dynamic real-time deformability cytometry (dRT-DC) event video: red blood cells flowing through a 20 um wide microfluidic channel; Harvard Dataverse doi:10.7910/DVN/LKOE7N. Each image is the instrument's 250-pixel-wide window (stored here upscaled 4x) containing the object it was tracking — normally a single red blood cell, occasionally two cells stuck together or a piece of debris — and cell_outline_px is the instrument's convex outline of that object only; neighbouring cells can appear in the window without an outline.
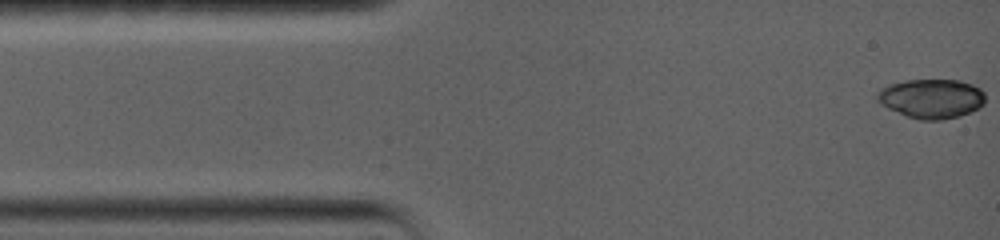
{"species": "common noctule bat (a hibernating species)", "species_latin": "Nyctalus noctula", "temperature_condition": "warm", "stored_images_in_passage": 64, "camera_frame_rate_fps": 5000, "um_per_image_px": 0.085, "animal": {"sex": "female", "body_mass_g": 19.0, "forearm_length_mm": 56.7}, "frame": {"image": 1, "passage_image": 1, "time_ms": 0.0, "image_size_px": [1000, 240], "cell_outline_px": [[984, 104], [960, 116], [940, 120], [920, 120], [908, 116], [888, 108], [880, 104], [876, 100], [876, 92], [880, 88], [888, 84], [904, 80], [960, 80], [972, 84], [980, 88], [984, 92]], "centroid_in_image_um": [79.13, 8.36], "position_along_channel_um": 5.9, "area_um2": 24.85}}
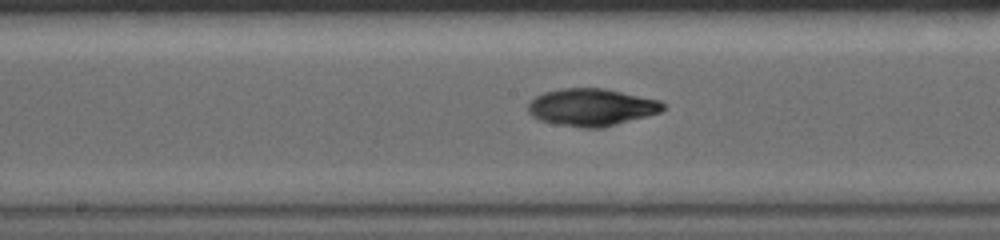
{"frame": {"image": 2, "passage_image": 28, "time_ms": 7.4, "image_size_px": [1000, 240], "cell_outline_px": [[664, 108], [660, 112], [604, 128], [584, 128], [556, 124], [540, 120], [532, 116], [528, 112], [528, 104], [536, 96], [544, 92], [560, 88], [604, 88], [660, 100], [664, 104]], "centroid_in_image_um": [50.27, 9.11], "position_along_channel_um": 197.9, "area_um2": 29.36}}
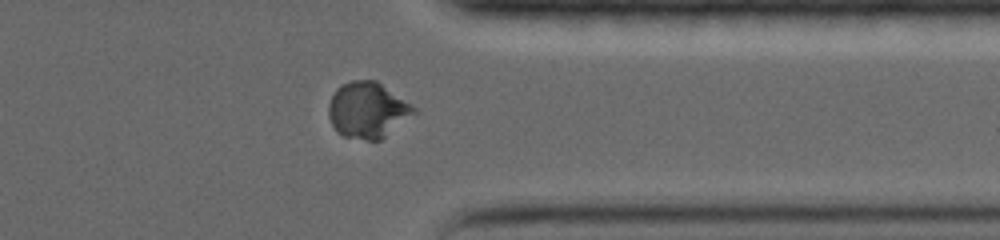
{"frame": {"image": 3, "passage_image": 55, "time_ms": 12.4, "image_size_px": [1000, 240], "cell_outline_px": [[416, 112], [380, 140], [368, 140], [344, 136], [332, 124], [328, 116], [328, 104], [336, 88], [352, 80], [376, 80], [416, 108]], "centroid_in_image_um": [31.22, 9.34], "position_along_channel_um": 380.2, "area_um2": 27.28}, "authors_computed_cell_mechanics": {"area_um2": 27.9174, "velocity_mm_per_s": 3.6921, "shape_relaxation_time_tau1_ms": 8.0476, "shape_relaxation_time_tau2_ms": 1.5102, "deformation_change_tau1": 0.2757, "deformation_change_tau2": 0.0229}}